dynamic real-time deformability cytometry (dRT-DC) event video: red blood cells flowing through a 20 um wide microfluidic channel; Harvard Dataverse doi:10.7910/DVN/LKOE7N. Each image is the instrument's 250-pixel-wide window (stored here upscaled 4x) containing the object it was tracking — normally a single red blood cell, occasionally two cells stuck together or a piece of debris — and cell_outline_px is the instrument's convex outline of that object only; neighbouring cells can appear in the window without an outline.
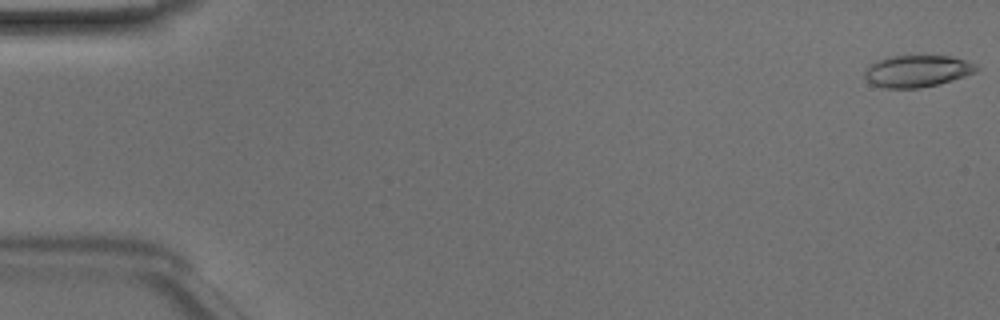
{"species": "Egyptian fruit bat (a non-hibernating species)", "species_latin": "Rousettus aegyptiacus", "temperature_condition": "room temperature", "stored_images_in_passage": 49, "camera_frame_rate_fps": 3000, "um_per_image_px": 0.085, "animal": {"sex": "male"}, "frame": {"image": 1, "passage_image": 1, "time_ms": 0.0, "image_size_px": [1000, 320], "cell_outline_px": [[980, 68], [976, 72], [952, 80], [920, 88], [884, 88], [872, 84], [864, 76], [864, 72], [868, 64], [876, 60], [888, 56], [912, 52], [924, 52], [952, 56], [976, 64]], "centroid_in_image_um": [77.94, 5.96], "position_along_channel_um": 7.1, "area_um2": 21.91}}
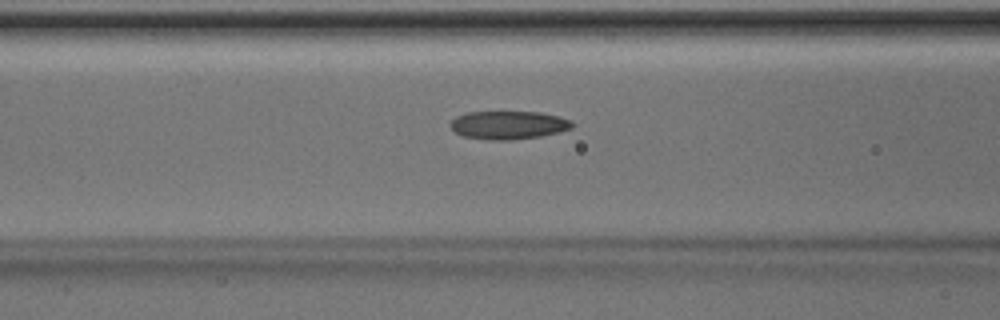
{"frame": {"image": 2, "passage_image": 20, "time_ms": 6.333, "image_size_px": [1000, 320], "cell_outline_px": [[576, 124], [572, 128], [540, 136], [508, 140], [492, 140], [464, 136], [456, 132], [448, 124], [456, 116], [468, 112], [540, 112], [560, 116], [572, 120]], "centroid_in_image_um": [43.24, 10.62], "position_along_channel_um": 123.4, "area_um2": 20.0}}
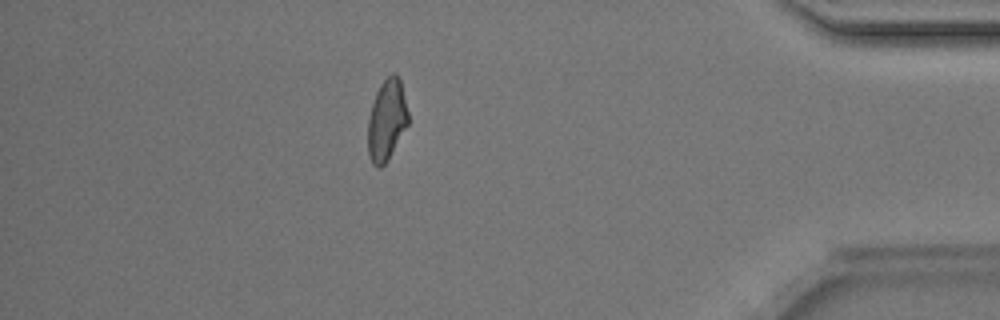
{"frame": {"image": 3, "passage_image": 43, "time_ms": 14.0, "image_size_px": [1000, 320], "cell_outline_px": [[408, 124], [384, 164], [380, 168], [376, 168], [372, 164], [368, 152], [368, 116], [376, 92], [380, 84], [392, 72], [396, 72], [400, 80], [408, 112]], "centroid_in_image_um": [32.85, 10.18], "position_along_channel_um": 402.3, "area_um2": 18.84}, "authors_computed_cell_mechanics": {"area_um2": 19.7098, "velocity_mm_per_s": 4.1651, "shape_relaxation_time_tau1_ms": 4.5575, "shape_relaxation_time_tau2_ms": 1.9516, "deformation_change_tau1": 0.1755, "deformation_change_tau2": 0.0948}}